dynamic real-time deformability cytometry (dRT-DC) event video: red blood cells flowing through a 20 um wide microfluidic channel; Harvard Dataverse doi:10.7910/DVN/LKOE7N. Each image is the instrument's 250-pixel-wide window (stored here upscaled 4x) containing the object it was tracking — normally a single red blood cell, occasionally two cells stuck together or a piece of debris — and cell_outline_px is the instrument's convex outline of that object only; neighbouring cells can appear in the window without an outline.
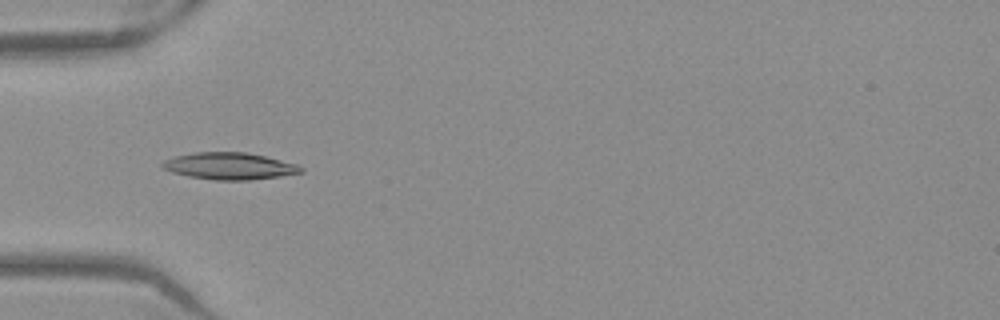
{"species": "Egyptian fruit bat (a non-hibernating species)", "species_latin": "Rousettus aegyptiacus", "temperature_condition": "warm", "stored_images_in_passage": 53, "camera_frame_rate_fps": 3000, "um_per_image_px": 0.085, "frame": {"image": 1, "passage_image": 18, "time_ms": 5.667, "image_size_px": [1000, 320], "cell_outline_px": [[304, 172], [280, 176], [252, 180], [216, 180], [188, 176], [172, 172], [164, 168], [160, 164], [164, 160], [176, 156], [196, 152], [248, 152], [296, 164], [304, 168]], "centroid_in_image_um": [19.52, 14.11], "position_along_channel_um": 65.5, "area_um2": 21.62}}
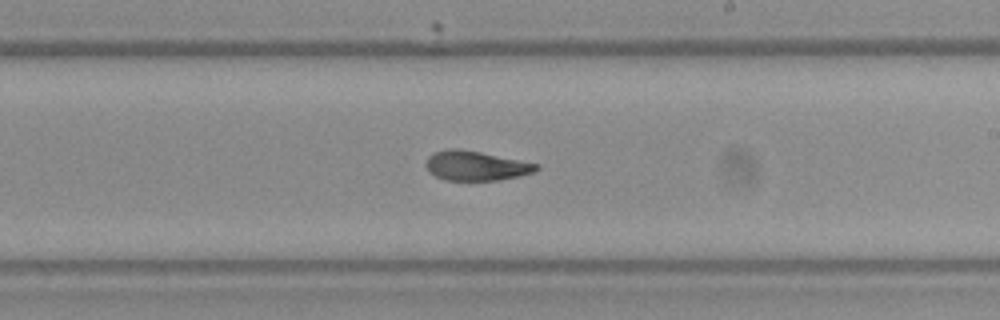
{"frame": {"image": 2, "passage_image": 32, "time_ms": 10.333, "image_size_px": [1000, 320], "cell_outline_px": [[540, 168], [532, 172], [520, 176], [500, 180], [444, 180], [428, 172], [424, 164], [428, 156], [436, 152], [448, 148], [460, 148], [540, 164]], "centroid_in_image_um": [40.43, 14.09], "position_along_channel_um": 248.6, "area_um2": 19.13}}
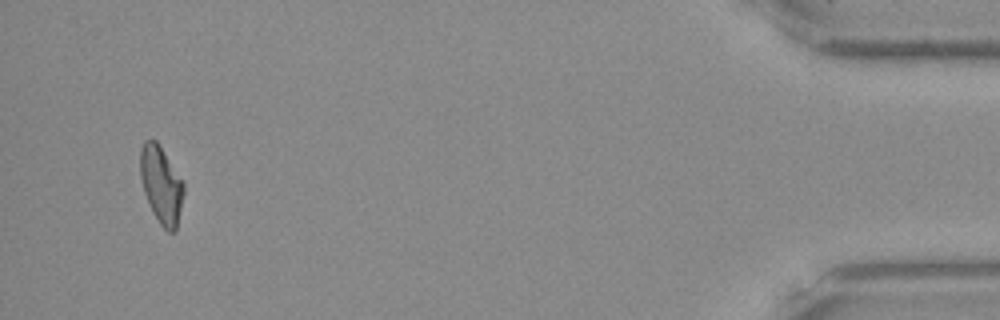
{"frame": {"image": 3, "passage_image": 51, "time_ms": 16.667, "image_size_px": [1000, 320], "cell_outline_px": [[184, 192], [176, 232], [168, 232], [160, 224], [152, 212], [144, 192], [140, 176], [140, 148], [144, 140], [156, 140], [184, 184]], "centroid_in_image_um": [13.69, 15.73], "position_along_channel_um": 421.5, "area_um2": 19.36}, "authors_computed_cell_mechanics": {"area_um2": 19.5364, "velocity_mm_per_s": 3.9333, "shape_relaxation_time_tau1_ms": 6.1876, "shape_relaxation_time_tau2_ms": 2.4524, "deformation_change_tau1": 0.219, "deformation_change_tau2": 0.0958}}